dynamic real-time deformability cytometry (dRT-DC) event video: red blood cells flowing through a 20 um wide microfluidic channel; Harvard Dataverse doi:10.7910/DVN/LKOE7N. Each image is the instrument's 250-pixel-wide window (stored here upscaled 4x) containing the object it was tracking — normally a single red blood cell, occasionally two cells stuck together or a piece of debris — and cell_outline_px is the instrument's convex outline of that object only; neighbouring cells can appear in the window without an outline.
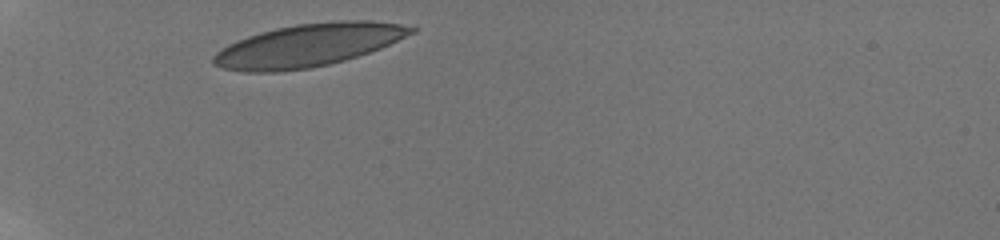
{"species": "human", "species_latin": "Homo sapiens", "temperature_condition": "room temperature", "stored_images_in_passage": 3, "camera_frame_rate_fps": 3000, "um_per_image_px": 0.085, "donor": {"sex": "male"}, "frame": {"image": 1, "passage_image": 1, "time_ms": 0.0, "image_size_px": [1000, 240], "cell_outline_px": [[416, 32], [380, 48], [344, 60], [328, 64], [308, 68], [276, 72], [244, 72], [224, 68], [212, 64], [212, 56], [220, 48], [236, 40], [260, 32], [276, 28], [296, 24], [340, 20], [372, 20], [400, 24], [416, 28]], "centroid_in_image_um": [26.17, 3.84], "position_along_channel_um": 58.8, "area_um2": 49.19}}